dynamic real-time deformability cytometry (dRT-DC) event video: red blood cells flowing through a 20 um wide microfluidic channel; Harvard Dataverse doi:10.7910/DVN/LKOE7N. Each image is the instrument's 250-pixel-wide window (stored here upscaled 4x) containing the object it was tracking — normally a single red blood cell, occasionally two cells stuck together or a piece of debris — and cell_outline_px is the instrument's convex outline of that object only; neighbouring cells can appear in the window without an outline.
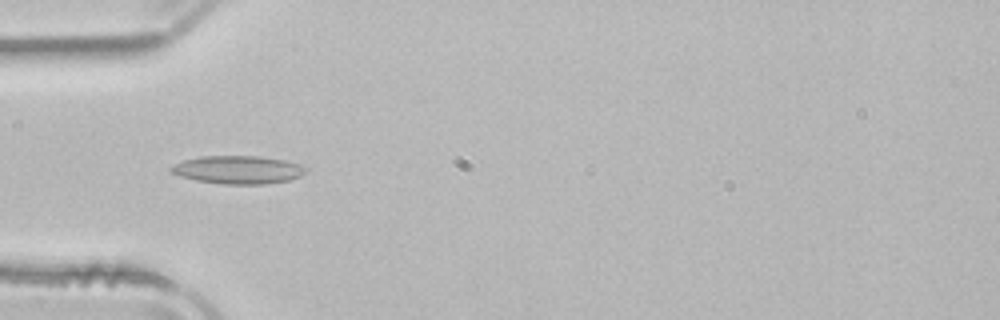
{"species": "common noctule bat (a hibernating species)", "species_latin": "Nyctalus noctula", "temperature_condition": "room temperature", "stored_images_in_passage": 50, "camera_frame_rate_fps": 3000, "um_per_image_px": 0.085, "animal": {"sex": "male", "body_mass_g": 21.5, "forearm_length_mm": 52.0}, "frame": {"image": 1, "passage_image": 15, "time_ms": 4.667, "image_size_px": [1000, 320], "cell_outline_px": [[308, 168], [300, 176], [288, 180], [264, 184], [224, 184], [196, 180], [180, 176], [172, 172], [168, 168], [172, 164], [184, 160], [200, 156], [260, 156], [284, 160]], "centroid_in_image_um": [20.18, 14.42], "position_along_channel_um": 64.8, "area_um2": 21.91}}
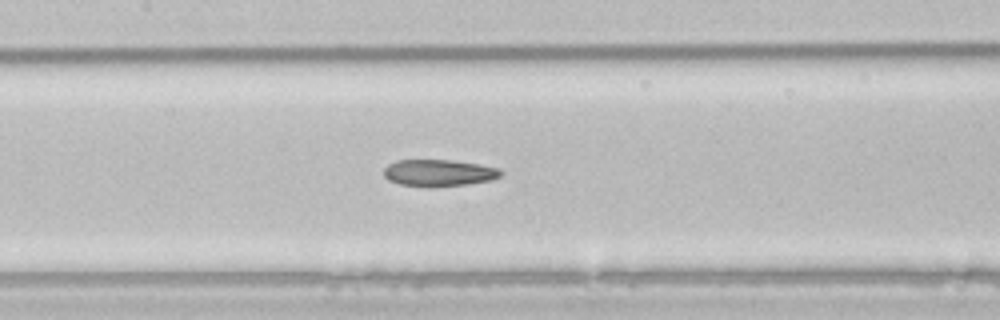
{"frame": {"image": 2, "passage_image": 23, "time_ms": 7.333, "image_size_px": [1000, 320], "cell_outline_px": [[504, 172], [500, 176], [492, 180], [468, 184], [428, 188], [424, 188], [400, 184], [388, 180], [384, 176], [384, 168], [388, 164], [396, 160], [452, 160], [480, 164], [500, 168]], "centroid_in_image_um": [37.31, 14.7], "position_along_channel_um": 170.1, "area_um2": 18.67}}
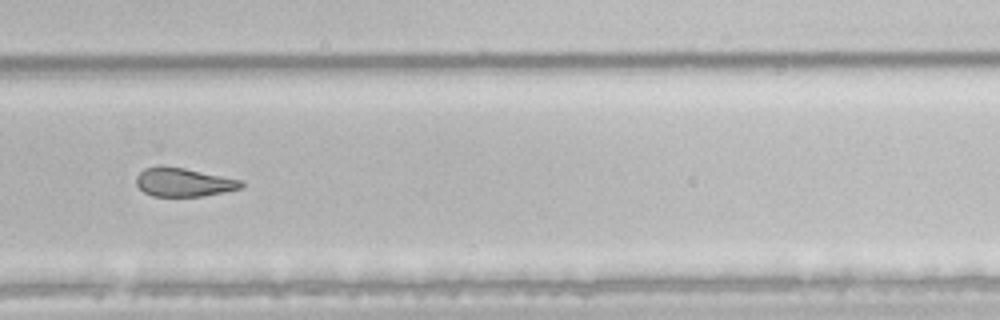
{"frame": {"image": 3, "passage_image": 34, "time_ms": 11.0, "image_size_px": [1000, 320], "cell_outline_px": [[244, 184], [240, 188], [224, 192], [204, 196], [152, 196], [144, 192], [136, 184], [136, 176], [144, 168], [160, 164], [184, 168], [244, 180]], "centroid_in_image_um": [15.59, 15.47], "position_along_channel_um": 314.2, "area_um2": 17.74}, "authors_computed_cell_mechanics": {"area_um2": 20.0277, "velocity_mm_per_s": 3.9551, "shape_relaxation_time_tau1_ms": 9.8142, "shape_relaxation_time_tau2_ms": 6.5104, "deformation_change_tau1": 0.2013, "deformation_change_tau2": 0.1789}}